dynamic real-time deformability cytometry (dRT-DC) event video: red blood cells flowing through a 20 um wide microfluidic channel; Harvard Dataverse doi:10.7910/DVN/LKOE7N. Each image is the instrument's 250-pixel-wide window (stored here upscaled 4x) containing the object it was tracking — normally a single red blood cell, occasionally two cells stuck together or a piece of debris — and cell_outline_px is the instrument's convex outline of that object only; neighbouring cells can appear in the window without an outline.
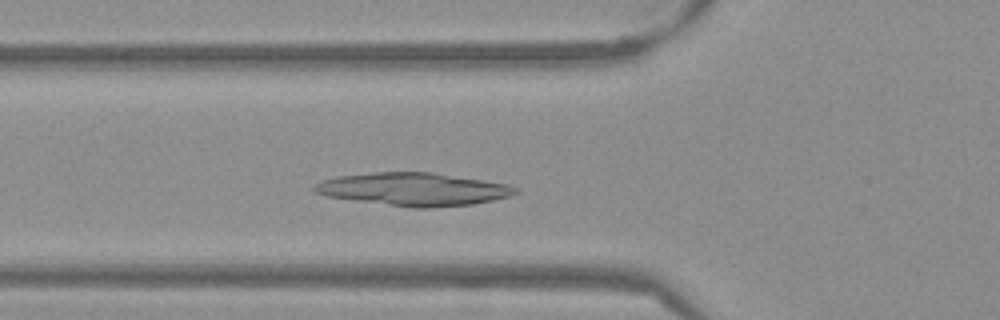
{"species": "Egyptian fruit bat (a non-hibernating species)", "species_latin": "Rousettus aegyptiacus", "temperature_condition": "warm", "stored_images_in_passage": 38, "camera_frame_rate_fps": 3000, "um_per_image_px": 0.085, "frame": {"image": 1, "passage_image": 3, "time_ms": 0.667, "image_size_px": [1000, 320], "cell_outline_px": [[520, 192], [508, 196], [492, 200], [472, 204], [432, 208], [412, 208], [328, 196], [316, 192], [312, 188], [320, 180], [336, 176], [376, 172], [432, 172], [484, 180], [508, 184], [520, 188]], "centroid_in_image_um": [35.18, 16.08], "position_along_channel_um": 90.6, "area_um2": 38.49}}
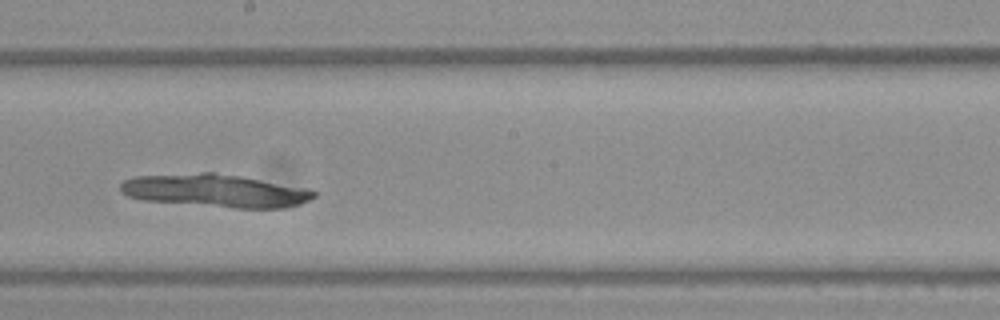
{"frame": {"image": 2, "passage_image": 14, "time_ms": 4.333, "image_size_px": [1000, 320], "cell_outline_px": [[316, 196], [300, 204], [284, 208], [236, 208], [144, 200], [128, 196], [120, 192], [120, 184], [124, 180], [136, 176], [200, 172], [212, 172], [240, 176], [308, 188], [316, 192]], "centroid_in_image_um": [18.31, 16.2], "position_along_channel_um": 229.9, "area_um2": 37.11}}
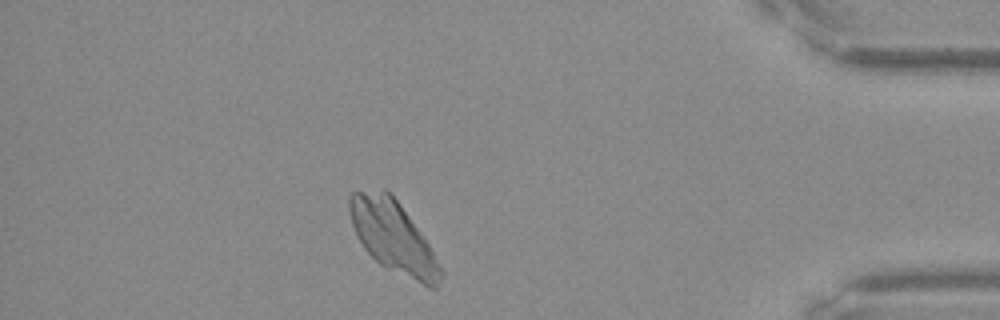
{"frame": {"image": 3, "passage_image": 31, "time_ms": 10.0, "image_size_px": [1000, 320], "cell_outline_px": [[444, 272], [436, 288], [428, 288], [380, 264], [364, 248], [356, 236], [352, 224], [348, 208], [348, 196], [352, 192], [384, 188], [396, 200], [428, 244]], "centroid_in_image_um": [33.38, 20.13], "position_along_channel_um": 401.8, "area_um2": 37.51}}